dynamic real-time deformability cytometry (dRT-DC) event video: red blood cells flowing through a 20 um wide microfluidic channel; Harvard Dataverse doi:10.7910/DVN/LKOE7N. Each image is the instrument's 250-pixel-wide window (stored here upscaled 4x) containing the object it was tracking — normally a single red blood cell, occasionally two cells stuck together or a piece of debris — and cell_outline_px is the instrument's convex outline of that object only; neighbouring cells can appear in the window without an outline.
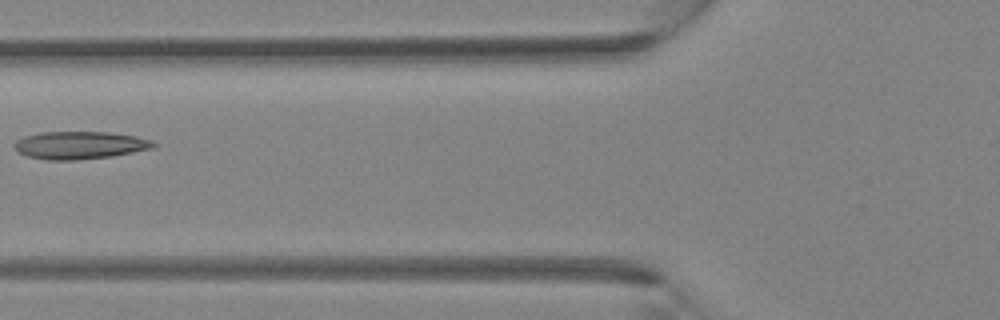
{"species": "Egyptian fruit bat (a non-hibernating species)", "species_latin": "Rousettus aegyptiacus", "temperature_condition": "room temperature", "stored_images_in_passage": 5, "camera_frame_rate_fps": 3000, "um_per_image_px": 0.085, "animal": {"sex": "female"}, "frame": {"image": 1, "passage_image": 5, "time_ms": 4.667, "image_size_px": [1000, 320], "cell_outline_px": [[156, 144], [152, 148], [112, 156], [76, 160], [48, 160], [28, 156], [16, 152], [12, 144], [16, 140], [24, 136], [40, 132], [108, 132], [136, 136], [152, 140]], "centroid_in_image_um": [6.73, 12.34], "position_along_channel_um": 119.1, "area_um2": 22.48}}